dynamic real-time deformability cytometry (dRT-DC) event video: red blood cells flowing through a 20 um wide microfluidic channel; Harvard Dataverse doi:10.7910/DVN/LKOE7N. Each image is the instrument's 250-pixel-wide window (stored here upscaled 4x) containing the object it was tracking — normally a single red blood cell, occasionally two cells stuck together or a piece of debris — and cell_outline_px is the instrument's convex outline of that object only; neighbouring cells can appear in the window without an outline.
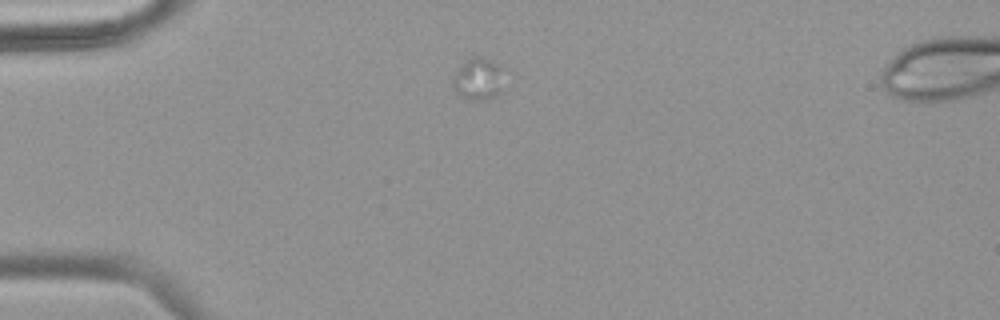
{"species": "common noctule bat (a hibernating species)", "species_latin": "Nyctalus noctula", "temperature_condition": "warm", "stored_images_in_passage": 26, "camera_frame_rate_fps": 3000, "um_per_image_px": 0.085, "animal": {"sex": "female", "body_mass_g": 18.4}, "frame": {"image": 1, "passage_image": 5, "time_ms": 1.333, "image_size_px": [1000, 320], "cell_outline_px": [[516, 76], [496, 96], [488, 100], [472, 100], [460, 96], [456, 92], [452, 84], [452, 76], [456, 68], [460, 64], [472, 56], [480, 56], [492, 60], [512, 72]], "centroid_in_image_um": [40.85, 6.69], "position_along_channel_um": 44.1, "area_um2": 14.28}}